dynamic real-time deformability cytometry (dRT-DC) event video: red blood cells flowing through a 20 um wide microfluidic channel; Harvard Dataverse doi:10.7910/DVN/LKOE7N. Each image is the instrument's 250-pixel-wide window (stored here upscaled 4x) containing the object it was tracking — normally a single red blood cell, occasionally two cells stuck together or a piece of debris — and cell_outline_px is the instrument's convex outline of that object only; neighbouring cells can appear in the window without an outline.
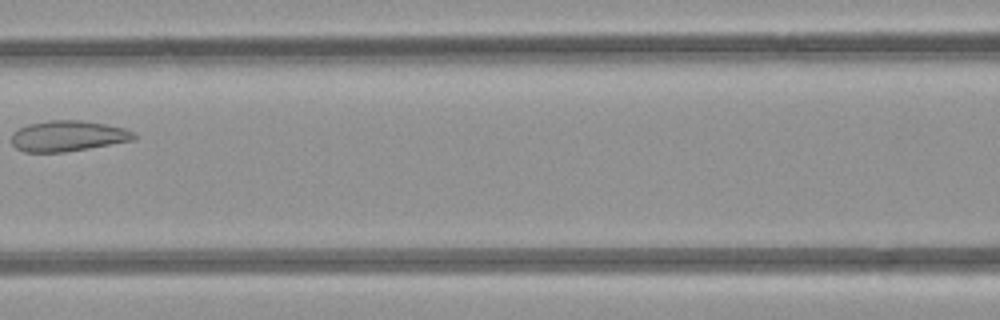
{"species": "common noctule bat (a hibernating species)", "species_latin": "Nyctalus noctula", "temperature_condition": "room temperature", "stored_images_in_passage": 6, "camera_frame_rate_fps": 3000, "um_per_image_px": 0.085, "animal": {"sex": "female", "body_mass_g": 21.9}, "frame": {"image": 1, "passage_image": 6, "time_ms": 5.667, "image_size_px": [1000, 320], "cell_outline_px": [[136, 140], [64, 152], [24, 152], [16, 148], [12, 144], [12, 132], [16, 128], [28, 124], [48, 120], [84, 120], [124, 128], [132, 132], [136, 136]], "centroid_in_image_um": [5.74, 11.55], "position_along_channel_um": 160.9, "area_um2": 22.02}}